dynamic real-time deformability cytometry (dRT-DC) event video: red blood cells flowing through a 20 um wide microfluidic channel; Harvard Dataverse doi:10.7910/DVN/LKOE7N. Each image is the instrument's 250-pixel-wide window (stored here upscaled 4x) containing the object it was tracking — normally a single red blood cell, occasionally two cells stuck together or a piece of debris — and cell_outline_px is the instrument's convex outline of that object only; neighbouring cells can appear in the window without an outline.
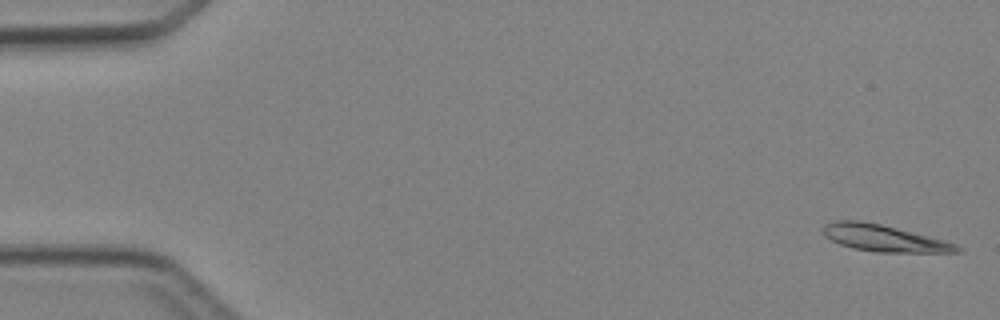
{"species": "Egyptian fruit bat (a non-hibernating species)", "species_latin": "Rousettus aegyptiacus", "temperature_condition": "cold", "stored_images_in_passage": 4, "segment_of_instrument_passage": [2, 2], "camera_frame_rate_fps": 3000, "um_per_image_px": 0.085, "animal": {"sex": "female"}, "frame": {"image": 1, "passage_image": 4, "time_ms": 3.333, "image_size_px": [1000, 320], "cell_outline_px": [[964, 252], [876, 252], [852, 248], [840, 244], [824, 236], [820, 228], [824, 224], [836, 220], [860, 220], [880, 224], [944, 240], [956, 244], [964, 248]], "centroid_in_image_um": [75.11, 20.24], "position_along_channel_um": 9.9, "area_um2": 20.87}}